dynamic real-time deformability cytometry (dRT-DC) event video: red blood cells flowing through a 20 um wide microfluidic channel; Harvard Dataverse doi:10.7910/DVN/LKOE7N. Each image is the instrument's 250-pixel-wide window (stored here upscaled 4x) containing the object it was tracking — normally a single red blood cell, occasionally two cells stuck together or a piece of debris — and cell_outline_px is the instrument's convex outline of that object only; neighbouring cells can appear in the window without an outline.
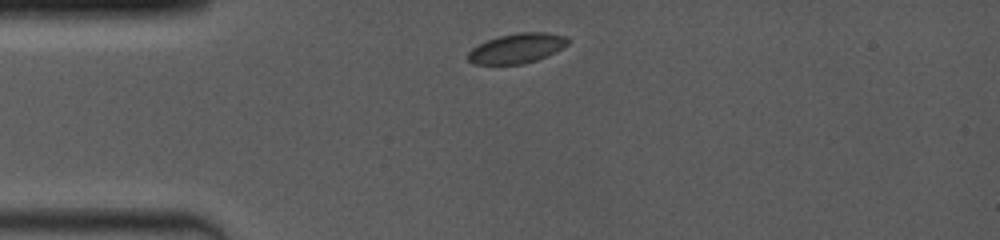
{"species": "common noctule bat (a hibernating species)", "species_latin": "Nyctalus noctula", "temperature_condition": "room temperature", "stored_images_in_passage": 2, "camera_frame_rate_fps": 4000, "um_per_image_px": 0.085, "animal": {"sex": "female", "body_mass_g": 19.0, "forearm_length_mm": 53.3}, "frame": {"image": 1, "passage_image": 1, "time_ms": 0.0, "image_size_px": [1000, 240], "cell_outline_px": [[572, 40], [568, 44], [556, 52], [536, 60], [524, 64], [472, 64], [468, 60], [468, 52], [472, 48], [488, 40], [500, 36], [516, 32], [548, 32], [564, 36]], "centroid_in_image_um": [43.97, 4.1], "position_along_channel_um": 41.0, "area_um2": 17.4}}